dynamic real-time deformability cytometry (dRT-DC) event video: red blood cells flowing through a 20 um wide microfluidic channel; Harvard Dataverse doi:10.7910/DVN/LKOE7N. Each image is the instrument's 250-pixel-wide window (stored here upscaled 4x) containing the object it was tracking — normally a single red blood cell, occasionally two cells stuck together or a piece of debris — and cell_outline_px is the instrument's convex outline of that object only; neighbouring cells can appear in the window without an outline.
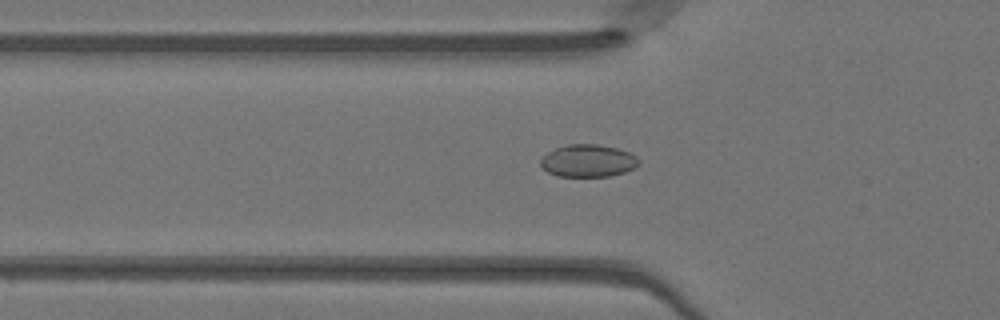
{"species": "Egyptian fruit bat (a non-hibernating species)", "species_latin": "Rousettus aegyptiacus", "temperature_condition": "warm", "stored_images_in_passage": 49, "camera_frame_rate_fps": 3000, "um_per_image_px": 0.085, "animal": {"sex": "female"}, "frame": {"image": 1, "passage_image": 17, "time_ms": 5.333, "image_size_px": [1000, 320], "cell_outline_px": [[640, 164], [624, 172], [608, 176], [556, 176], [548, 172], [540, 164], [540, 160], [548, 152], [556, 148], [568, 144], [596, 144], [616, 148], [628, 152], [636, 156], [640, 160]], "centroid_in_image_um": [49.98, 13.66], "position_along_channel_um": 75.8, "area_um2": 18.38}}
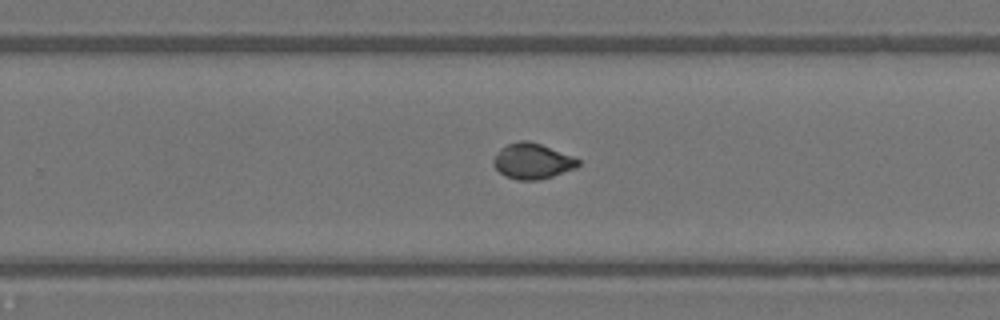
{"frame": {"image": 2, "passage_image": 32, "time_ms": 10.333, "image_size_px": [1000, 320], "cell_outline_px": [[580, 164], [576, 168], [552, 176], [536, 180], [516, 180], [504, 176], [492, 164], [492, 160], [500, 148], [508, 144], [520, 140], [528, 140], [540, 144], [572, 156], [580, 160]], "centroid_in_image_um": [45.22, 13.7], "position_along_channel_um": 284.6, "area_um2": 17.51}}
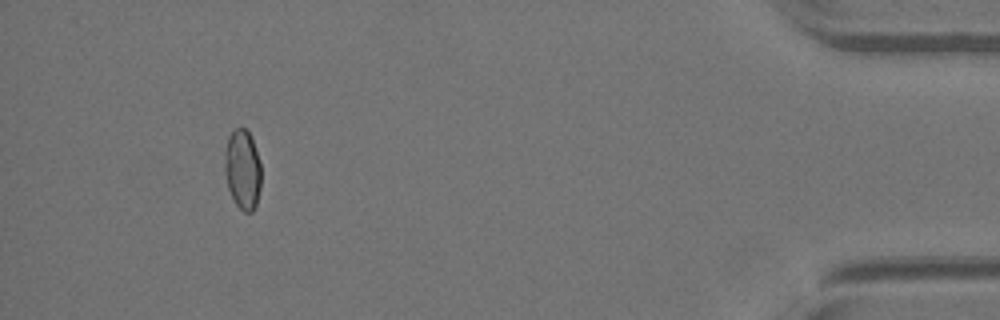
{"frame": {"image": 3, "passage_image": 46, "time_ms": 15.0, "image_size_px": [1000, 320], "cell_outline_px": [[260, 188], [256, 204], [252, 212], [244, 212], [236, 204], [228, 188], [224, 172], [224, 152], [228, 136], [236, 128], [244, 128], [248, 132], [252, 140], [260, 164]], "centroid_in_image_um": [20.59, 14.41], "position_along_channel_um": 414.6, "area_um2": 16.82}}